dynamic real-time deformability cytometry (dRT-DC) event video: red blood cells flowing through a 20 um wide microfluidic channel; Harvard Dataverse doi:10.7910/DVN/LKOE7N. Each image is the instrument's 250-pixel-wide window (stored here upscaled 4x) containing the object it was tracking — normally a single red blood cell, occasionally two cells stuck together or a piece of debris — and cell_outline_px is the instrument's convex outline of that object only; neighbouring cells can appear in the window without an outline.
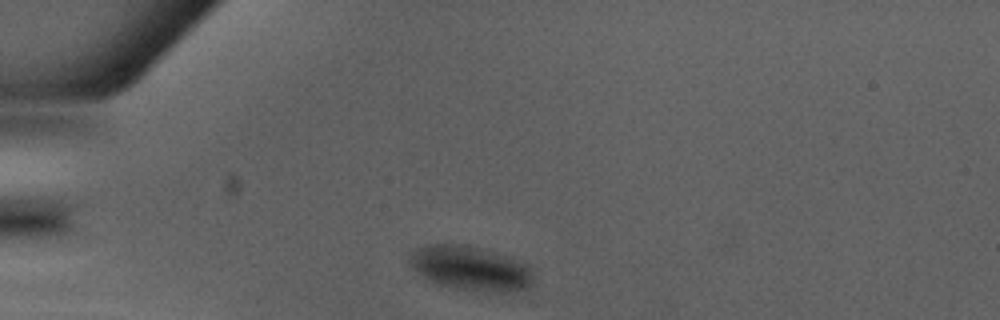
{"species": "Egyptian fruit bat (a non-hibernating species)", "species_latin": "Rousettus aegyptiacus", "temperature_condition": "warm", "stored_images_in_passage": 34, "camera_frame_rate_fps": 3000, "um_per_image_px": 0.085, "animal": {"sex": "male"}, "frame": {"image": 1, "passage_image": 2, "time_ms": 0.333, "image_size_px": [1000, 320], "cell_outline_px": [[532, 288], [516, 292], [484, 292], [456, 288], [440, 284], [424, 276], [412, 268], [408, 264], [408, 256], [412, 252], [420, 248], [432, 244], [456, 244], [472, 248], [532, 264]], "centroid_in_image_um": [40.05, 22.85], "position_along_channel_um": 44.9, "area_um2": 31.56}}
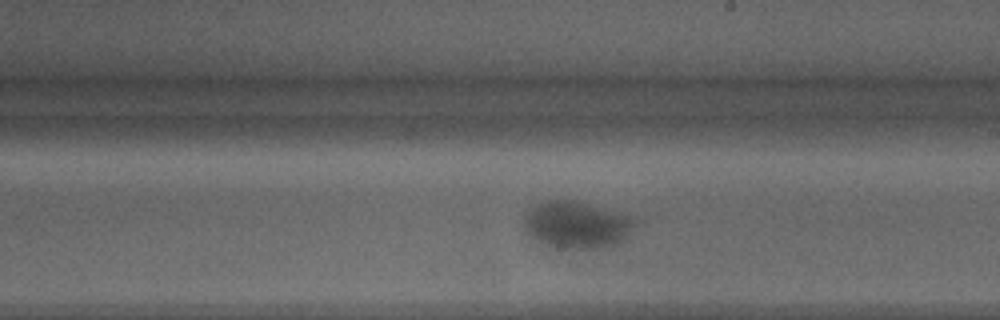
{"frame": {"image": 2, "passage_image": 18, "time_ms": 5.667, "image_size_px": [1000, 320], "cell_outline_px": [[632, 224], [628, 236], [620, 244], [608, 248], [556, 248], [532, 236], [528, 232], [524, 224], [524, 216], [532, 208], [548, 200], [572, 200], [588, 204], [632, 216]], "centroid_in_image_um": [49.05, 19.12], "position_along_channel_um": 240.0, "area_um2": 29.71}}
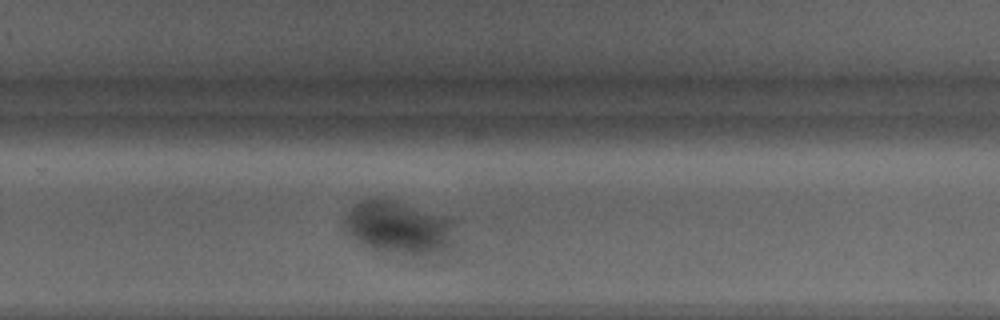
{"frame": {"image": 3, "passage_image": 22, "time_ms": 7.0, "image_size_px": [1000, 320], "cell_outline_px": [[456, 220], [452, 240], [444, 248], [432, 252], [404, 252], [372, 248], [364, 244], [352, 232], [344, 220], [348, 212], [356, 204], [364, 200], [392, 200], [448, 216]], "centroid_in_image_um": [33.97, 19.27], "position_along_channel_um": 295.8, "area_um2": 31.96}}